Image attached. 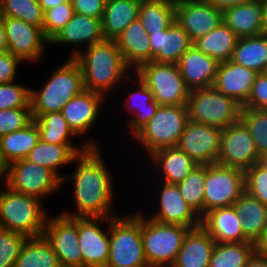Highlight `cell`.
Returning a JSON list of instances; mask_svg holds the SVG:
<instances>
[{
    "instance_id": "6da1fadb",
    "label": "cell",
    "mask_w": 267,
    "mask_h": 267,
    "mask_svg": "<svg viewBox=\"0 0 267 267\" xmlns=\"http://www.w3.org/2000/svg\"><path fill=\"white\" fill-rule=\"evenodd\" d=\"M102 147L89 148L73 161V172L64 174L63 185L72 180V198L75 211L63 209V215L69 217H107L117 216L114 212L117 186L114 175L108 168ZM65 210V211H64Z\"/></svg>"
},
{
    "instance_id": "7a4b0ae2",
    "label": "cell",
    "mask_w": 267,
    "mask_h": 267,
    "mask_svg": "<svg viewBox=\"0 0 267 267\" xmlns=\"http://www.w3.org/2000/svg\"><path fill=\"white\" fill-rule=\"evenodd\" d=\"M74 59L82 70L85 90L101 93L106 98L109 93L114 95L115 86L119 88L121 83L123 86L133 72L114 40L104 39L86 47Z\"/></svg>"
},
{
    "instance_id": "3957f363",
    "label": "cell",
    "mask_w": 267,
    "mask_h": 267,
    "mask_svg": "<svg viewBox=\"0 0 267 267\" xmlns=\"http://www.w3.org/2000/svg\"><path fill=\"white\" fill-rule=\"evenodd\" d=\"M85 90L82 70L74 58H67L42 82L37 90L31 88L32 117L61 111L66 103Z\"/></svg>"
},
{
    "instance_id": "277c9868",
    "label": "cell",
    "mask_w": 267,
    "mask_h": 267,
    "mask_svg": "<svg viewBox=\"0 0 267 267\" xmlns=\"http://www.w3.org/2000/svg\"><path fill=\"white\" fill-rule=\"evenodd\" d=\"M110 249L106 267H149L142 241V210L109 218Z\"/></svg>"
},
{
    "instance_id": "5b68a950",
    "label": "cell",
    "mask_w": 267,
    "mask_h": 267,
    "mask_svg": "<svg viewBox=\"0 0 267 267\" xmlns=\"http://www.w3.org/2000/svg\"><path fill=\"white\" fill-rule=\"evenodd\" d=\"M45 207L44 201L6 187L0 191V228L27 238L42 236L49 213Z\"/></svg>"
},
{
    "instance_id": "8992f818",
    "label": "cell",
    "mask_w": 267,
    "mask_h": 267,
    "mask_svg": "<svg viewBox=\"0 0 267 267\" xmlns=\"http://www.w3.org/2000/svg\"><path fill=\"white\" fill-rule=\"evenodd\" d=\"M189 121L187 105H159L155 115L131 138L148 158L153 152L176 146ZM135 139V140H134Z\"/></svg>"
},
{
    "instance_id": "52a82bcc",
    "label": "cell",
    "mask_w": 267,
    "mask_h": 267,
    "mask_svg": "<svg viewBox=\"0 0 267 267\" xmlns=\"http://www.w3.org/2000/svg\"><path fill=\"white\" fill-rule=\"evenodd\" d=\"M189 229L157 222L142 211V241L148 266L171 267Z\"/></svg>"
},
{
    "instance_id": "ba28073f",
    "label": "cell",
    "mask_w": 267,
    "mask_h": 267,
    "mask_svg": "<svg viewBox=\"0 0 267 267\" xmlns=\"http://www.w3.org/2000/svg\"><path fill=\"white\" fill-rule=\"evenodd\" d=\"M190 121L225 129L240 120L242 106L214 86L192 90L187 99Z\"/></svg>"
},
{
    "instance_id": "9c48e42d",
    "label": "cell",
    "mask_w": 267,
    "mask_h": 267,
    "mask_svg": "<svg viewBox=\"0 0 267 267\" xmlns=\"http://www.w3.org/2000/svg\"><path fill=\"white\" fill-rule=\"evenodd\" d=\"M135 73L152 91L159 105L187 104L190 90L177 64L151 61L141 65Z\"/></svg>"
},
{
    "instance_id": "30bf717a",
    "label": "cell",
    "mask_w": 267,
    "mask_h": 267,
    "mask_svg": "<svg viewBox=\"0 0 267 267\" xmlns=\"http://www.w3.org/2000/svg\"><path fill=\"white\" fill-rule=\"evenodd\" d=\"M245 191V172L218 163L206 165L203 216L217 208L233 206Z\"/></svg>"
},
{
    "instance_id": "8fae6325",
    "label": "cell",
    "mask_w": 267,
    "mask_h": 267,
    "mask_svg": "<svg viewBox=\"0 0 267 267\" xmlns=\"http://www.w3.org/2000/svg\"><path fill=\"white\" fill-rule=\"evenodd\" d=\"M8 187L41 201L58 193L60 188H64L63 180L54 171L26 159L9 164Z\"/></svg>"
},
{
    "instance_id": "7c38bea8",
    "label": "cell",
    "mask_w": 267,
    "mask_h": 267,
    "mask_svg": "<svg viewBox=\"0 0 267 267\" xmlns=\"http://www.w3.org/2000/svg\"><path fill=\"white\" fill-rule=\"evenodd\" d=\"M150 182H155L152 186L155 194L153 193L151 197L155 198L153 201L156 202L151 207V210L153 208L154 210L149 214V218L160 223L181 225L190 229L201 225V217L185 202L176 184H168L158 180ZM155 185L157 189H155Z\"/></svg>"
},
{
    "instance_id": "4fadbf2b",
    "label": "cell",
    "mask_w": 267,
    "mask_h": 267,
    "mask_svg": "<svg viewBox=\"0 0 267 267\" xmlns=\"http://www.w3.org/2000/svg\"><path fill=\"white\" fill-rule=\"evenodd\" d=\"M259 162H261V157L255 142L241 120L222 129L218 164L238 168L245 172Z\"/></svg>"
},
{
    "instance_id": "5bb4252c",
    "label": "cell",
    "mask_w": 267,
    "mask_h": 267,
    "mask_svg": "<svg viewBox=\"0 0 267 267\" xmlns=\"http://www.w3.org/2000/svg\"><path fill=\"white\" fill-rule=\"evenodd\" d=\"M45 222L43 235L52 245L63 266L83 267L82 253L79 247L77 217L59 213L49 216Z\"/></svg>"
},
{
    "instance_id": "9a60e30c",
    "label": "cell",
    "mask_w": 267,
    "mask_h": 267,
    "mask_svg": "<svg viewBox=\"0 0 267 267\" xmlns=\"http://www.w3.org/2000/svg\"><path fill=\"white\" fill-rule=\"evenodd\" d=\"M5 26L8 51L24 63H41L49 41L41 28L32 26L18 18L1 16ZM42 58V59H41Z\"/></svg>"
},
{
    "instance_id": "2e32d148",
    "label": "cell",
    "mask_w": 267,
    "mask_h": 267,
    "mask_svg": "<svg viewBox=\"0 0 267 267\" xmlns=\"http://www.w3.org/2000/svg\"><path fill=\"white\" fill-rule=\"evenodd\" d=\"M77 228L83 267H106L110 249L109 218L77 217Z\"/></svg>"
},
{
    "instance_id": "e0dca14e",
    "label": "cell",
    "mask_w": 267,
    "mask_h": 267,
    "mask_svg": "<svg viewBox=\"0 0 267 267\" xmlns=\"http://www.w3.org/2000/svg\"><path fill=\"white\" fill-rule=\"evenodd\" d=\"M222 129L188 121L176 145L198 165L217 163Z\"/></svg>"
},
{
    "instance_id": "ac0fdd59",
    "label": "cell",
    "mask_w": 267,
    "mask_h": 267,
    "mask_svg": "<svg viewBox=\"0 0 267 267\" xmlns=\"http://www.w3.org/2000/svg\"><path fill=\"white\" fill-rule=\"evenodd\" d=\"M175 21L194 42L223 22V12L205 0H175Z\"/></svg>"
},
{
    "instance_id": "d6986e66",
    "label": "cell",
    "mask_w": 267,
    "mask_h": 267,
    "mask_svg": "<svg viewBox=\"0 0 267 267\" xmlns=\"http://www.w3.org/2000/svg\"><path fill=\"white\" fill-rule=\"evenodd\" d=\"M125 85L129 90L126 91L128 94L125 96V100L122 102L124 110L127 112V119L123 121L126 122L124 128H128L125 134H129L130 139L155 115L159 104L154 100L152 91L146 86V84L139 78V76L132 72L125 79ZM132 83V84H131ZM132 86V88L130 87ZM132 90H131V89ZM131 90V92H130ZM129 117V118H128Z\"/></svg>"
},
{
    "instance_id": "ffe728a7",
    "label": "cell",
    "mask_w": 267,
    "mask_h": 267,
    "mask_svg": "<svg viewBox=\"0 0 267 267\" xmlns=\"http://www.w3.org/2000/svg\"><path fill=\"white\" fill-rule=\"evenodd\" d=\"M104 40L102 20L74 13L73 17L49 41V45L73 47L68 58H75L85 48Z\"/></svg>"
},
{
    "instance_id": "44dd1931",
    "label": "cell",
    "mask_w": 267,
    "mask_h": 267,
    "mask_svg": "<svg viewBox=\"0 0 267 267\" xmlns=\"http://www.w3.org/2000/svg\"><path fill=\"white\" fill-rule=\"evenodd\" d=\"M107 98L101 93L84 90L81 94L70 99L61 109V113L66 119L73 132L81 137L91 133L92 127H96L100 118L101 107L106 103ZM105 100V101H104ZM104 102V103H103Z\"/></svg>"
},
{
    "instance_id": "7402d4cb",
    "label": "cell",
    "mask_w": 267,
    "mask_h": 267,
    "mask_svg": "<svg viewBox=\"0 0 267 267\" xmlns=\"http://www.w3.org/2000/svg\"><path fill=\"white\" fill-rule=\"evenodd\" d=\"M81 143V146H76V144H52L39 139L25 159L51 169L63 180L65 175L60 173V168L72 165L74 159L89 148H100V142L92 137L91 139L90 137L85 139L84 142L81 141Z\"/></svg>"
},
{
    "instance_id": "603a6c76",
    "label": "cell",
    "mask_w": 267,
    "mask_h": 267,
    "mask_svg": "<svg viewBox=\"0 0 267 267\" xmlns=\"http://www.w3.org/2000/svg\"><path fill=\"white\" fill-rule=\"evenodd\" d=\"M148 162L151 164L148 168L152 169L150 173L156 174L154 180L163 181L168 184H177L182 182L191 171L198 165L190 156L180 150L177 146H171L159 149L148 156ZM158 172V173H157Z\"/></svg>"
},
{
    "instance_id": "cb8c5ba5",
    "label": "cell",
    "mask_w": 267,
    "mask_h": 267,
    "mask_svg": "<svg viewBox=\"0 0 267 267\" xmlns=\"http://www.w3.org/2000/svg\"><path fill=\"white\" fill-rule=\"evenodd\" d=\"M258 73L238 65L231 60L220 62L213 86L221 93L234 99L242 107L246 104Z\"/></svg>"
},
{
    "instance_id": "d4e9b609",
    "label": "cell",
    "mask_w": 267,
    "mask_h": 267,
    "mask_svg": "<svg viewBox=\"0 0 267 267\" xmlns=\"http://www.w3.org/2000/svg\"><path fill=\"white\" fill-rule=\"evenodd\" d=\"M148 36L151 61L157 63L177 64L182 54L193 45L190 36L175 20L162 32H150Z\"/></svg>"
},
{
    "instance_id": "484cf974",
    "label": "cell",
    "mask_w": 267,
    "mask_h": 267,
    "mask_svg": "<svg viewBox=\"0 0 267 267\" xmlns=\"http://www.w3.org/2000/svg\"><path fill=\"white\" fill-rule=\"evenodd\" d=\"M187 88L192 91L213 86L219 62L192 45L177 63Z\"/></svg>"
},
{
    "instance_id": "4316f807",
    "label": "cell",
    "mask_w": 267,
    "mask_h": 267,
    "mask_svg": "<svg viewBox=\"0 0 267 267\" xmlns=\"http://www.w3.org/2000/svg\"><path fill=\"white\" fill-rule=\"evenodd\" d=\"M240 223L241 217L233 206L213 209L201 218V226L216 243L248 242Z\"/></svg>"
},
{
    "instance_id": "83f0119b",
    "label": "cell",
    "mask_w": 267,
    "mask_h": 267,
    "mask_svg": "<svg viewBox=\"0 0 267 267\" xmlns=\"http://www.w3.org/2000/svg\"><path fill=\"white\" fill-rule=\"evenodd\" d=\"M114 41L125 63L133 72L141 65L151 62L149 36L139 18L125 28Z\"/></svg>"
},
{
    "instance_id": "f1b7e54d",
    "label": "cell",
    "mask_w": 267,
    "mask_h": 267,
    "mask_svg": "<svg viewBox=\"0 0 267 267\" xmlns=\"http://www.w3.org/2000/svg\"><path fill=\"white\" fill-rule=\"evenodd\" d=\"M215 243L201 225L189 229L171 267H209Z\"/></svg>"
},
{
    "instance_id": "f546056e",
    "label": "cell",
    "mask_w": 267,
    "mask_h": 267,
    "mask_svg": "<svg viewBox=\"0 0 267 267\" xmlns=\"http://www.w3.org/2000/svg\"><path fill=\"white\" fill-rule=\"evenodd\" d=\"M223 22L239 38L264 33L261 0L240 4L223 12Z\"/></svg>"
},
{
    "instance_id": "4dcf8cb0",
    "label": "cell",
    "mask_w": 267,
    "mask_h": 267,
    "mask_svg": "<svg viewBox=\"0 0 267 267\" xmlns=\"http://www.w3.org/2000/svg\"><path fill=\"white\" fill-rule=\"evenodd\" d=\"M233 207L241 217L244 237L255 244L267 228V206L244 191Z\"/></svg>"
},
{
    "instance_id": "1f68e13d",
    "label": "cell",
    "mask_w": 267,
    "mask_h": 267,
    "mask_svg": "<svg viewBox=\"0 0 267 267\" xmlns=\"http://www.w3.org/2000/svg\"><path fill=\"white\" fill-rule=\"evenodd\" d=\"M141 3L135 0H112L104 7L102 32L104 39L115 40L122 31L138 19Z\"/></svg>"
},
{
    "instance_id": "d6a6232c",
    "label": "cell",
    "mask_w": 267,
    "mask_h": 267,
    "mask_svg": "<svg viewBox=\"0 0 267 267\" xmlns=\"http://www.w3.org/2000/svg\"><path fill=\"white\" fill-rule=\"evenodd\" d=\"M231 61L254 70L258 74L265 73L267 68V33L238 38Z\"/></svg>"
},
{
    "instance_id": "836d02e7",
    "label": "cell",
    "mask_w": 267,
    "mask_h": 267,
    "mask_svg": "<svg viewBox=\"0 0 267 267\" xmlns=\"http://www.w3.org/2000/svg\"><path fill=\"white\" fill-rule=\"evenodd\" d=\"M238 36L224 22L211 30L207 35L193 42L202 53L211 56L219 63L231 60Z\"/></svg>"
},
{
    "instance_id": "e575fe53",
    "label": "cell",
    "mask_w": 267,
    "mask_h": 267,
    "mask_svg": "<svg viewBox=\"0 0 267 267\" xmlns=\"http://www.w3.org/2000/svg\"><path fill=\"white\" fill-rule=\"evenodd\" d=\"M58 256L44 235L29 237L23 243L15 267H59Z\"/></svg>"
},
{
    "instance_id": "d590c367",
    "label": "cell",
    "mask_w": 267,
    "mask_h": 267,
    "mask_svg": "<svg viewBox=\"0 0 267 267\" xmlns=\"http://www.w3.org/2000/svg\"><path fill=\"white\" fill-rule=\"evenodd\" d=\"M39 139V130L33 120L25 128L1 136L0 151L10 164L13 161L25 159Z\"/></svg>"
},
{
    "instance_id": "8d00e7d4",
    "label": "cell",
    "mask_w": 267,
    "mask_h": 267,
    "mask_svg": "<svg viewBox=\"0 0 267 267\" xmlns=\"http://www.w3.org/2000/svg\"><path fill=\"white\" fill-rule=\"evenodd\" d=\"M138 18L147 34L162 32L175 20V0L141 3Z\"/></svg>"
},
{
    "instance_id": "74e56055",
    "label": "cell",
    "mask_w": 267,
    "mask_h": 267,
    "mask_svg": "<svg viewBox=\"0 0 267 267\" xmlns=\"http://www.w3.org/2000/svg\"><path fill=\"white\" fill-rule=\"evenodd\" d=\"M33 120L36 122L39 130V138L44 142L76 144L74 140H76V137L79 138L69 127L61 111L44 113L38 118H33Z\"/></svg>"
},
{
    "instance_id": "f35d334b",
    "label": "cell",
    "mask_w": 267,
    "mask_h": 267,
    "mask_svg": "<svg viewBox=\"0 0 267 267\" xmlns=\"http://www.w3.org/2000/svg\"><path fill=\"white\" fill-rule=\"evenodd\" d=\"M255 252L253 242L215 243L209 267H245Z\"/></svg>"
},
{
    "instance_id": "ab89813d",
    "label": "cell",
    "mask_w": 267,
    "mask_h": 267,
    "mask_svg": "<svg viewBox=\"0 0 267 267\" xmlns=\"http://www.w3.org/2000/svg\"><path fill=\"white\" fill-rule=\"evenodd\" d=\"M206 165H197L180 183H177L185 202L202 218Z\"/></svg>"
},
{
    "instance_id": "60d3db41",
    "label": "cell",
    "mask_w": 267,
    "mask_h": 267,
    "mask_svg": "<svg viewBox=\"0 0 267 267\" xmlns=\"http://www.w3.org/2000/svg\"><path fill=\"white\" fill-rule=\"evenodd\" d=\"M0 16L18 18L41 29L44 21L38 0H0Z\"/></svg>"
},
{
    "instance_id": "b9f144b4",
    "label": "cell",
    "mask_w": 267,
    "mask_h": 267,
    "mask_svg": "<svg viewBox=\"0 0 267 267\" xmlns=\"http://www.w3.org/2000/svg\"><path fill=\"white\" fill-rule=\"evenodd\" d=\"M240 120L248 128L255 142L260 157L267 154V111L242 108Z\"/></svg>"
},
{
    "instance_id": "7bdbcfd3",
    "label": "cell",
    "mask_w": 267,
    "mask_h": 267,
    "mask_svg": "<svg viewBox=\"0 0 267 267\" xmlns=\"http://www.w3.org/2000/svg\"><path fill=\"white\" fill-rule=\"evenodd\" d=\"M73 4L65 2L44 12L42 31L45 38L50 41L73 17Z\"/></svg>"
},
{
    "instance_id": "ee69618b",
    "label": "cell",
    "mask_w": 267,
    "mask_h": 267,
    "mask_svg": "<svg viewBox=\"0 0 267 267\" xmlns=\"http://www.w3.org/2000/svg\"><path fill=\"white\" fill-rule=\"evenodd\" d=\"M16 81L0 84V110L31 107V88Z\"/></svg>"
},
{
    "instance_id": "f6af8a7d",
    "label": "cell",
    "mask_w": 267,
    "mask_h": 267,
    "mask_svg": "<svg viewBox=\"0 0 267 267\" xmlns=\"http://www.w3.org/2000/svg\"><path fill=\"white\" fill-rule=\"evenodd\" d=\"M26 239L24 234L0 228V267H15Z\"/></svg>"
},
{
    "instance_id": "bcb514c9",
    "label": "cell",
    "mask_w": 267,
    "mask_h": 267,
    "mask_svg": "<svg viewBox=\"0 0 267 267\" xmlns=\"http://www.w3.org/2000/svg\"><path fill=\"white\" fill-rule=\"evenodd\" d=\"M245 191L267 206V167L261 162L245 171Z\"/></svg>"
},
{
    "instance_id": "7dc6e473",
    "label": "cell",
    "mask_w": 267,
    "mask_h": 267,
    "mask_svg": "<svg viewBox=\"0 0 267 267\" xmlns=\"http://www.w3.org/2000/svg\"><path fill=\"white\" fill-rule=\"evenodd\" d=\"M32 121L31 107L0 110V137L21 130Z\"/></svg>"
},
{
    "instance_id": "c3c4849f",
    "label": "cell",
    "mask_w": 267,
    "mask_h": 267,
    "mask_svg": "<svg viewBox=\"0 0 267 267\" xmlns=\"http://www.w3.org/2000/svg\"><path fill=\"white\" fill-rule=\"evenodd\" d=\"M242 108H254L267 111V74L256 75L246 104Z\"/></svg>"
},
{
    "instance_id": "681fc988",
    "label": "cell",
    "mask_w": 267,
    "mask_h": 267,
    "mask_svg": "<svg viewBox=\"0 0 267 267\" xmlns=\"http://www.w3.org/2000/svg\"><path fill=\"white\" fill-rule=\"evenodd\" d=\"M22 63L25 64L9 51L0 53V84L17 81L18 67Z\"/></svg>"
},
{
    "instance_id": "f907efd6",
    "label": "cell",
    "mask_w": 267,
    "mask_h": 267,
    "mask_svg": "<svg viewBox=\"0 0 267 267\" xmlns=\"http://www.w3.org/2000/svg\"><path fill=\"white\" fill-rule=\"evenodd\" d=\"M74 13L102 20L105 4L101 0H75Z\"/></svg>"
},
{
    "instance_id": "816d5d0a",
    "label": "cell",
    "mask_w": 267,
    "mask_h": 267,
    "mask_svg": "<svg viewBox=\"0 0 267 267\" xmlns=\"http://www.w3.org/2000/svg\"><path fill=\"white\" fill-rule=\"evenodd\" d=\"M210 5L214 6L221 12H224L227 9L233 8L240 4L249 3L253 0H205Z\"/></svg>"
},
{
    "instance_id": "f5cc1de1",
    "label": "cell",
    "mask_w": 267,
    "mask_h": 267,
    "mask_svg": "<svg viewBox=\"0 0 267 267\" xmlns=\"http://www.w3.org/2000/svg\"><path fill=\"white\" fill-rule=\"evenodd\" d=\"M2 185V186H1ZM9 185V163L4 159L0 151V187L2 189ZM0 188V191L2 190Z\"/></svg>"
},
{
    "instance_id": "db71d44e",
    "label": "cell",
    "mask_w": 267,
    "mask_h": 267,
    "mask_svg": "<svg viewBox=\"0 0 267 267\" xmlns=\"http://www.w3.org/2000/svg\"><path fill=\"white\" fill-rule=\"evenodd\" d=\"M245 267H267V257L261 256L255 251Z\"/></svg>"
},
{
    "instance_id": "11a10c76",
    "label": "cell",
    "mask_w": 267,
    "mask_h": 267,
    "mask_svg": "<svg viewBox=\"0 0 267 267\" xmlns=\"http://www.w3.org/2000/svg\"><path fill=\"white\" fill-rule=\"evenodd\" d=\"M255 251L261 256L267 257V228L260 239L255 243Z\"/></svg>"
},
{
    "instance_id": "9f6ffc18",
    "label": "cell",
    "mask_w": 267,
    "mask_h": 267,
    "mask_svg": "<svg viewBox=\"0 0 267 267\" xmlns=\"http://www.w3.org/2000/svg\"><path fill=\"white\" fill-rule=\"evenodd\" d=\"M7 51H8V44L6 38V31L2 18L0 16V53H4Z\"/></svg>"
},
{
    "instance_id": "6f0895ef",
    "label": "cell",
    "mask_w": 267,
    "mask_h": 267,
    "mask_svg": "<svg viewBox=\"0 0 267 267\" xmlns=\"http://www.w3.org/2000/svg\"><path fill=\"white\" fill-rule=\"evenodd\" d=\"M38 2L45 12L46 10L57 6L58 4L67 2V0H38Z\"/></svg>"
},
{
    "instance_id": "680465c9",
    "label": "cell",
    "mask_w": 267,
    "mask_h": 267,
    "mask_svg": "<svg viewBox=\"0 0 267 267\" xmlns=\"http://www.w3.org/2000/svg\"><path fill=\"white\" fill-rule=\"evenodd\" d=\"M263 6L264 32L267 33V0H261Z\"/></svg>"
},
{
    "instance_id": "91938a15",
    "label": "cell",
    "mask_w": 267,
    "mask_h": 267,
    "mask_svg": "<svg viewBox=\"0 0 267 267\" xmlns=\"http://www.w3.org/2000/svg\"><path fill=\"white\" fill-rule=\"evenodd\" d=\"M261 163L267 167V154L261 157Z\"/></svg>"
},
{
    "instance_id": "94428289",
    "label": "cell",
    "mask_w": 267,
    "mask_h": 267,
    "mask_svg": "<svg viewBox=\"0 0 267 267\" xmlns=\"http://www.w3.org/2000/svg\"><path fill=\"white\" fill-rule=\"evenodd\" d=\"M135 1L139 3H145V2H154V1H160V0H135Z\"/></svg>"
},
{
    "instance_id": "6125c7cd",
    "label": "cell",
    "mask_w": 267,
    "mask_h": 267,
    "mask_svg": "<svg viewBox=\"0 0 267 267\" xmlns=\"http://www.w3.org/2000/svg\"><path fill=\"white\" fill-rule=\"evenodd\" d=\"M105 5L107 4V3H110L112 0H101Z\"/></svg>"
},
{
    "instance_id": "be15d7a7",
    "label": "cell",
    "mask_w": 267,
    "mask_h": 267,
    "mask_svg": "<svg viewBox=\"0 0 267 267\" xmlns=\"http://www.w3.org/2000/svg\"><path fill=\"white\" fill-rule=\"evenodd\" d=\"M75 0H67V2L69 3H73Z\"/></svg>"
}]
</instances>
